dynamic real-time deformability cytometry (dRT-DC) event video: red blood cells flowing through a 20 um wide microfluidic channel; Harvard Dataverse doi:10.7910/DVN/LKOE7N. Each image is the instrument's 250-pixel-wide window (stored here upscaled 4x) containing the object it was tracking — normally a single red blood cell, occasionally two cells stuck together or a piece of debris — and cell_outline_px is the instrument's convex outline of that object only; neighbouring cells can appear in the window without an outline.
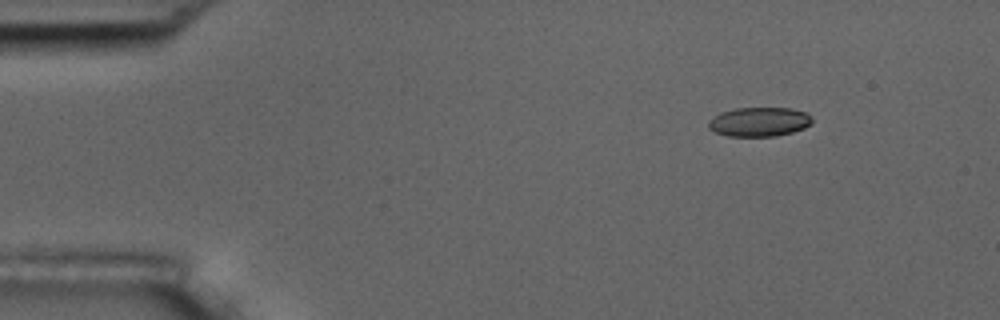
{"species": "common noctule bat (a hibernating species)", "species_latin": "Nyctalus noctula", "temperature_condition": "room temperature", "stored_images_in_passage": 6, "camera_frame_rate_fps": 3000, "um_per_image_px": 0.085, "animal": {"sex": "male", "body_mass_g": 17.5, "forearm_length_mm": 52.3}, "frame": {"image": 1, "passage_image": 1, "time_ms": 0.0, "image_size_px": [1000, 320], "cell_outline_px": [[812, 124], [804, 128], [792, 132], [776, 136], [728, 136], [716, 132], [708, 128], [708, 120], [712, 116], [720, 112], [736, 108], [792, 108], [808, 112], [812, 116]], "centroid_in_image_um": [64.55, 10.34], "position_along_channel_um": 20.5, "area_um2": 17.92}}
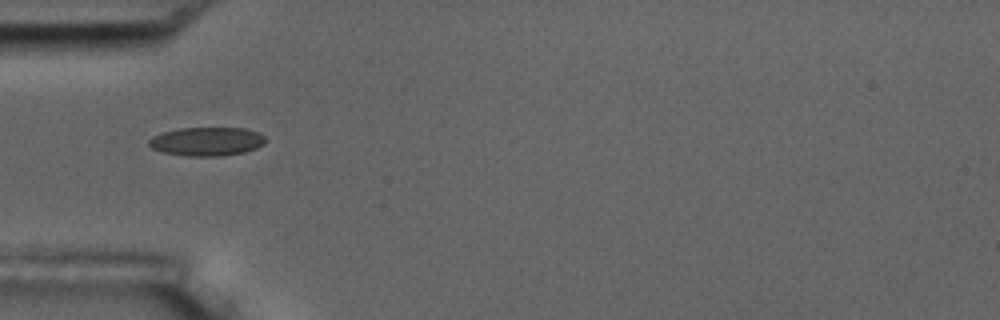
{"frame": {"image": 2, "passage_image": 4, "time_ms": 1.0, "image_size_px": [1000, 320], "cell_outline_px": [[264, 144], [256, 148], [244, 152], [220, 156], [188, 156], [164, 152], [152, 148], [148, 144], [148, 140], [152, 136], [164, 132], [180, 128], [244, 128], [256, 132], [264, 136]], "centroid_in_image_um": [17.56, 12.02], "position_along_channel_um": 67.4, "area_um2": 19.31}}